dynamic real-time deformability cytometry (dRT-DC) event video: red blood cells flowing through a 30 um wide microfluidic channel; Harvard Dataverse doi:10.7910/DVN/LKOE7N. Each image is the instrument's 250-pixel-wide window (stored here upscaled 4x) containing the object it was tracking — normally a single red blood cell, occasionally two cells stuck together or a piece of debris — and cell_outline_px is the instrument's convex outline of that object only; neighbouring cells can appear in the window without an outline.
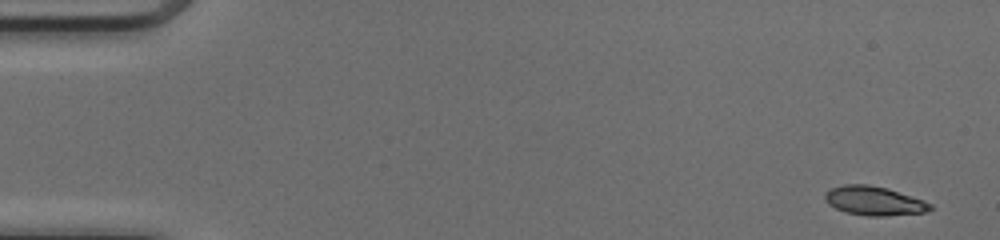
{"species": "common noctule bat (a hibernating species)", "species_latin": "Nyctalus noctula", "temperature_condition": "cold", "stored_images_in_passage": 49, "camera_frame_rate_fps": 3000, "um_per_image_px": 0.085, "animal": {"sex": "female", "body_mass_g": 17.0, "forearm_length_mm": 48.0}, "frame": {"image": 1, "passage_image": 1, "time_ms": 0.0, "image_size_px": [1000, 240], "cell_outline_px": [[932, 208], [924, 212], [884, 216], [868, 216], [844, 212], [828, 204], [824, 200], [824, 192], [828, 188], [844, 184], [868, 184], [888, 188], [924, 200], [932, 204]], "centroid_in_image_um": [74.24, 17.06], "position_along_channel_um": 10.8, "area_um2": 18.03}}
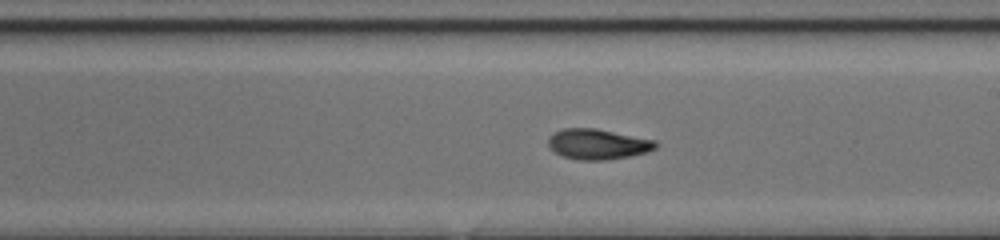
{"frame": {"image": 2, "passage_image": 28, "time_ms": 9.0, "image_size_px": [1000, 240], "cell_outline_px": [[660, 144], [656, 148], [648, 152], [628, 156], [604, 160], [580, 160], [564, 156], [556, 152], [548, 144], [548, 136], [564, 128], [596, 128], [656, 140]], "centroid_in_image_um": [50.86, 12.24], "position_along_channel_um": 238.1, "area_um2": 18.96}}
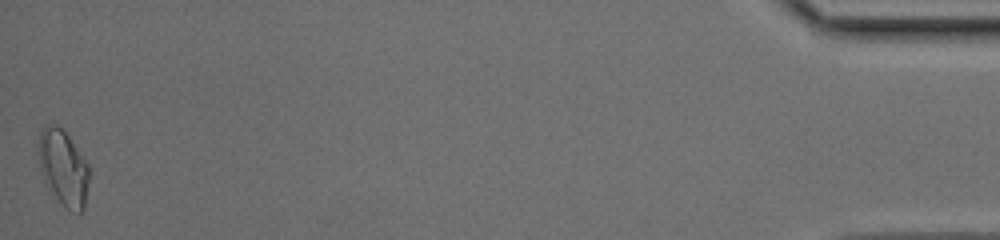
{"frame": {"image": 3, "passage_image": 49, "time_ms": 16.0, "image_size_px": [1000, 240], "cell_outline_px": [[92, 172], [84, 208], [80, 212], [68, 208], [48, 188], [44, 180], [40, 168], [36, 144], [40, 132], [44, 124], [52, 124], [60, 128], [68, 136], [88, 164]], "centroid_in_image_um": [5.38, 14.22], "position_along_channel_um": 429.8, "area_um2": 22.43}, "authors_computed_cell_mechanics": {"area_um2": 18.785, "velocity_mm_per_s": 4.1346, "shape_relaxation_time_tau1_ms": 4.6002, "shape_relaxation_time_tau2_ms": 1.904, "deformation_change_tau1": 0.1799, "deformation_change_tau2": 0.0724}}